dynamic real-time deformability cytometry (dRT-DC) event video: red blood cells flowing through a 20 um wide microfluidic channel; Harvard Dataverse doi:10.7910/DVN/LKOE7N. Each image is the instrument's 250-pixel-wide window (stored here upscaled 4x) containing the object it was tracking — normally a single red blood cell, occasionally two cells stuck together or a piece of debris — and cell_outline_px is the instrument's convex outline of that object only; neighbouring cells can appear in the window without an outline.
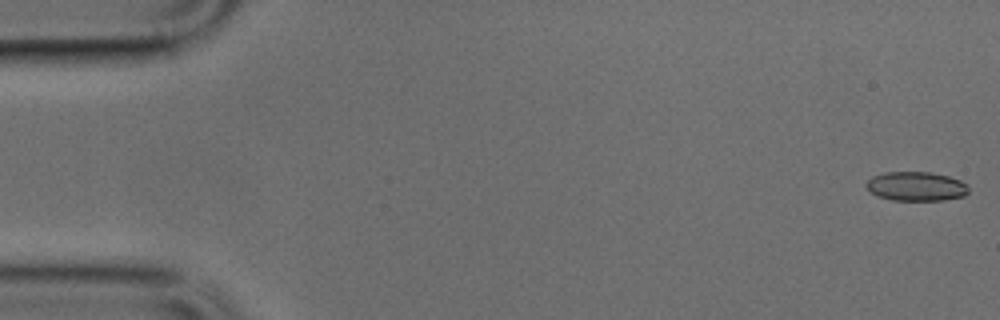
{"species": "common noctule bat (a hibernating species)", "species_latin": "Nyctalus noctula", "temperature_condition": "cold", "stored_images_in_passage": 15, "camera_frame_rate_fps": 3000, "um_per_image_px": 0.085, "animal": {"sex": "male", "body_mass_g": 17.9, "forearm_length_mm": 54.2}, "frame": {"image": 1, "passage_image": 1, "time_ms": 0.0, "image_size_px": [1000, 320], "cell_outline_px": [[968, 192], [964, 196], [944, 200], [892, 200], [876, 196], [864, 184], [872, 176], [884, 172], [928, 172], [948, 176], [960, 180], [968, 184]], "centroid_in_image_um": [77.87, 15.84], "position_along_channel_um": 7.1, "area_um2": 17.46}}
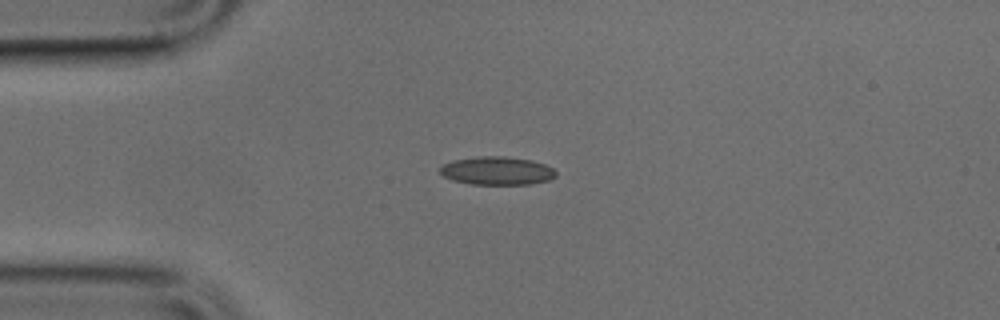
{"frame": {"image": 2, "passage_image": 12, "time_ms": 3.667, "image_size_px": [1000, 320], "cell_outline_px": [[556, 176], [548, 180], [532, 184], [472, 184], [452, 180], [444, 176], [440, 172], [440, 164], [452, 160], [480, 156], [504, 156], [532, 160], [544, 164], [552, 168], [556, 172]], "centroid_in_image_um": [42.22, 14.51], "position_along_channel_um": 42.8, "area_um2": 19.13}}